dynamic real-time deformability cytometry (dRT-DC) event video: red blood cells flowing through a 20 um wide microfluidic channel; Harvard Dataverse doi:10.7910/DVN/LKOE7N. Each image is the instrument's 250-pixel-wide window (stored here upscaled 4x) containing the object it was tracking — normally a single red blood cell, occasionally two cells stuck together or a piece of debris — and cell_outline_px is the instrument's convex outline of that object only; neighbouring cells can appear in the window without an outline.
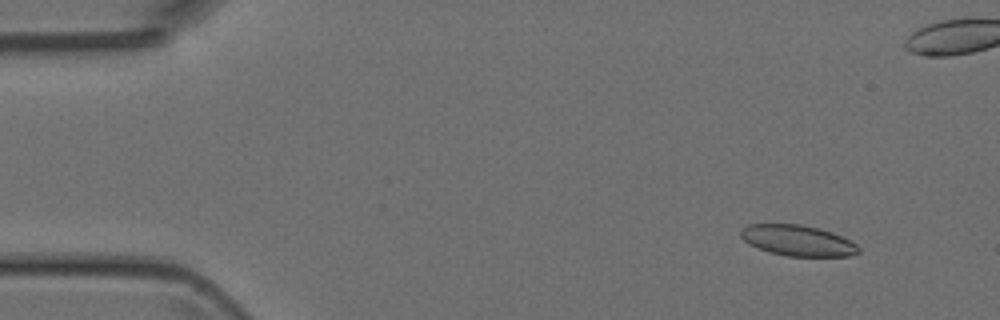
{"species": "Egyptian fruit bat (a non-hibernating species)", "species_latin": "Rousettus aegyptiacus", "temperature_condition": "room temperature", "stored_images_in_passage": 5, "camera_frame_rate_fps": 3000, "um_per_image_px": 0.085, "animal": {"sex": "female"}, "frame": {"image": 1, "passage_image": 1, "time_ms": 0.0, "image_size_px": [1000, 320], "cell_outline_px": [[860, 252], [848, 256], [788, 256], [768, 252], [748, 244], [740, 236], [740, 228], [748, 224], [800, 224], [832, 232], [856, 244], [860, 248]], "centroid_in_image_um": [67.76, 20.44], "position_along_channel_um": 17.2, "area_um2": 21.1}}